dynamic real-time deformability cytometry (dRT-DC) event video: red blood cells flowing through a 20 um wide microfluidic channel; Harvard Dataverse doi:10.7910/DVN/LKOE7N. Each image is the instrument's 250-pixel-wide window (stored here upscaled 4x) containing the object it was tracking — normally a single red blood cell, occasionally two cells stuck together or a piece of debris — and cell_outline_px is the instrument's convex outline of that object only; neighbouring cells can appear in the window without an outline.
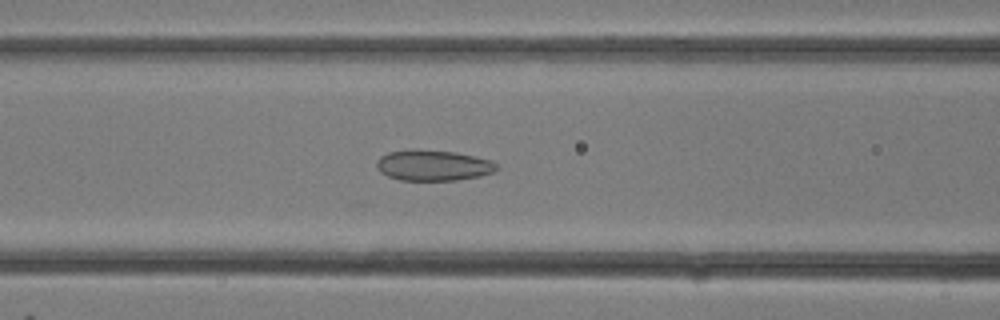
{"species": "common noctule bat (a hibernating species)", "species_latin": "Nyctalus noctula", "temperature_condition": "room temperature", "stored_images_in_passage": 31, "camera_frame_rate_fps": 3000, "um_per_image_px": 0.085, "animal": {"sex": "female"}, "frame": {"image": 1, "passage_image": 13, "time_ms": 4.0, "image_size_px": [1000, 320], "cell_outline_px": [[500, 168], [492, 172], [480, 176], [456, 180], [400, 180], [388, 176], [380, 172], [376, 168], [376, 160], [380, 156], [388, 152], [456, 152], [492, 160], [500, 164]], "centroid_in_image_um": [36.88, 14.1], "position_along_channel_um": 129.7, "area_um2": 20.92}}
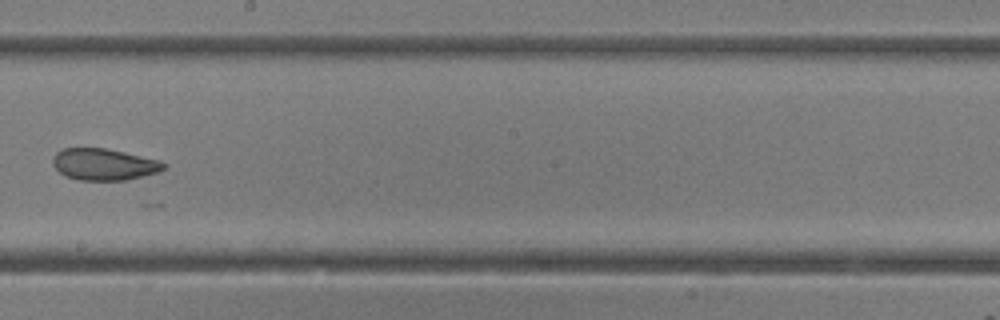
{"frame": {"image": 2, "passage_image": 18, "time_ms": 5.667, "image_size_px": [1000, 320], "cell_outline_px": [[168, 164], [160, 172], [128, 180], [80, 180], [64, 176], [52, 164], [52, 156], [56, 152], [64, 148], [104, 148], [124, 152], [160, 160]], "centroid_in_image_um": [8.85, 13.97], "position_along_channel_um": 239.4, "area_um2": 20.63}}
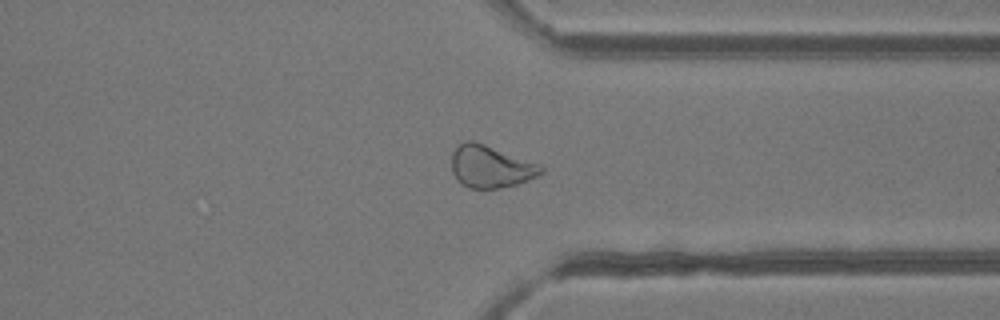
{"frame": {"image": 3, "passage_image": 24, "time_ms": 7.667, "image_size_px": [1000, 320], "cell_outline_px": [[544, 172], [528, 180], [516, 184], [496, 188], [468, 188], [460, 184], [456, 180], [452, 172], [452, 152], [460, 144], [468, 140], [472, 140], [484, 144], [540, 164], [544, 168]], "centroid_in_image_um": [41.68, 14.17], "position_along_channel_um": 369.7, "area_um2": 21.91}}